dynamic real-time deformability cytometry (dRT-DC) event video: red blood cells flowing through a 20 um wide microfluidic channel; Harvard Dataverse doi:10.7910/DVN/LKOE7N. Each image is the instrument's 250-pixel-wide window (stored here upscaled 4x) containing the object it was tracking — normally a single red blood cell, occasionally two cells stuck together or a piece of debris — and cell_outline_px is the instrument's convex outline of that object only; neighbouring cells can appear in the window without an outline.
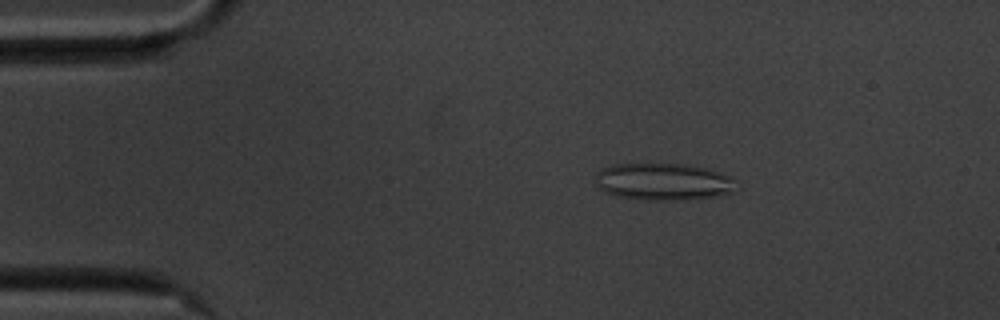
{"species": "common noctule bat (a hibernating species)", "species_latin": "Nyctalus noctula", "temperature_condition": "cold", "stored_images_in_passage": 56, "camera_frame_rate_fps": 3000, "um_per_image_px": 0.085, "animal": {"sex": "male", "body_mass_g": 20.1, "forearm_length_mm": 53.5}, "frame": {"image": 1, "passage_image": 9, "time_ms": 2.667, "image_size_px": [1000, 320], "cell_outline_px": [[740, 188], [732, 192], [712, 196], [684, 200], [648, 200], [616, 196], [604, 192], [596, 184], [596, 176], [600, 168], [612, 164], [680, 164], [708, 168], [740, 180]], "centroid_in_image_um": [56.43, 15.44], "position_along_channel_um": 28.6, "area_um2": 30.81}}
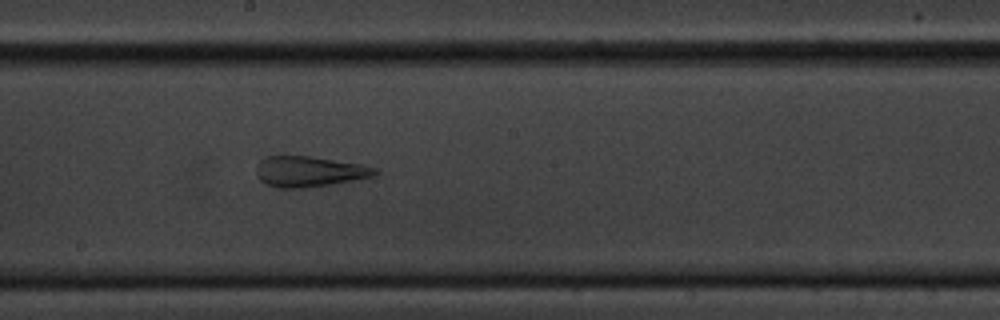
{"frame": {"image": 2, "passage_image": 30, "time_ms": 9.667, "image_size_px": [1000, 320], "cell_outline_px": [[380, 172], [372, 176], [352, 180], [328, 184], [300, 188], [280, 188], [268, 184], [260, 180], [256, 176], [256, 164], [264, 156], [312, 156], [360, 164], [376, 168]], "centroid_in_image_um": [26.23, 14.56], "position_along_channel_um": 222.0, "area_um2": 20.98}}
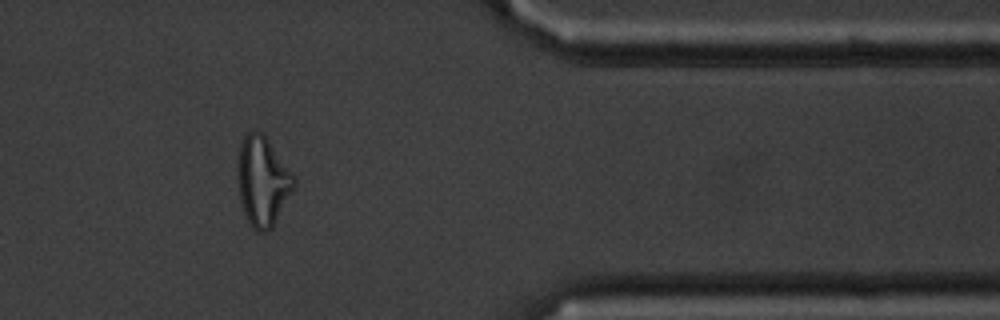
{"frame": {"image": 3, "passage_image": 46, "time_ms": 15.0, "image_size_px": [1000, 320], "cell_outline_px": [[296, 184], [272, 228], [264, 232], [260, 232], [252, 228], [244, 212], [240, 200], [236, 172], [236, 168], [240, 144], [244, 136], [248, 132], [264, 132], [296, 176]], "centroid_in_image_um": [22.33, 15.36], "position_along_channel_um": 389.1, "area_um2": 29.77}, "authors_computed_cell_mechanics": {"area_um2": 28.4954, "velocity_mm_per_s": 3.5075, "shape_relaxation_time_tau1_ms": null, "shape_relaxation_time_tau2_ms": 1.6878, "deformation_change_tau1": null, "deformation_change_tau2": 0.1295}}